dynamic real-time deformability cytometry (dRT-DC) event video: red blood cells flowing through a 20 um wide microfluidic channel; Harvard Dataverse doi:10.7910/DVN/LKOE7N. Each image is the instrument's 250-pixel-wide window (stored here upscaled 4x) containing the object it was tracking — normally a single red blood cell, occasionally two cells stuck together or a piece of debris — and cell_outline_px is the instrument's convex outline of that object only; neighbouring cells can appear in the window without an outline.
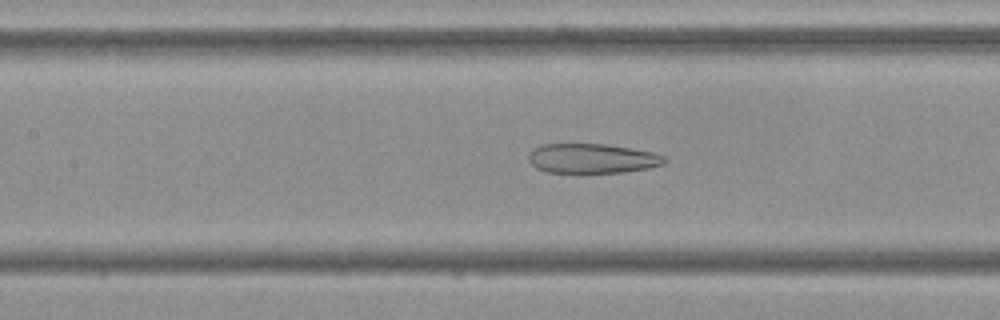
{"species": "Egyptian fruit bat (a non-hibernating species)", "species_latin": "Rousettus aegyptiacus", "temperature_condition": "cold", "stored_images_in_passage": 54, "camera_frame_rate_fps": 3000, "um_per_image_px": 0.085, "frame": {"image": 1, "passage_image": 24, "time_ms": 7.667, "image_size_px": [1000, 320], "cell_outline_px": [[668, 160], [664, 164], [648, 168], [624, 172], [548, 172], [536, 168], [528, 160], [528, 156], [532, 148], [540, 144], [608, 144], [652, 152], [664, 156]], "centroid_in_image_um": [50.32, 13.46], "position_along_channel_um": 157.1, "area_um2": 23.47}}
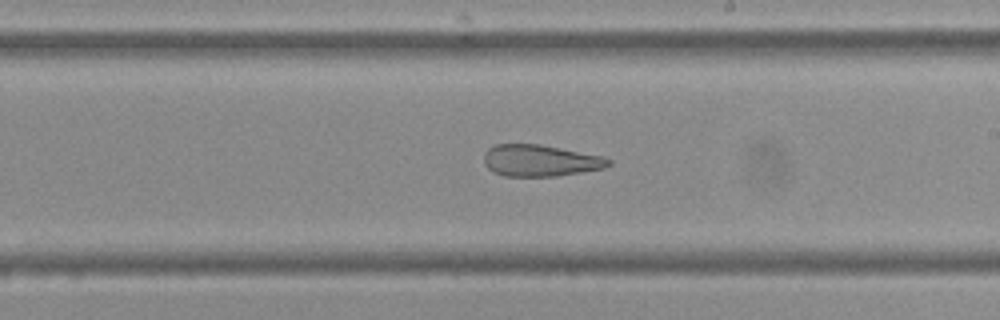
{"frame": {"image": 2, "passage_image": 31, "time_ms": 10.0, "image_size_px": [1000, 320], "cell_outline_px": [[612, 164], [604, 168], [556, 176], [504, 176], [492, 172], [484, 164], [484, 152], [488, 148], [496, 144], [540, 144], [604, 156], [612, 160]], "centroid_in_image_um": [45.92, 13.64], "position_along_channel_um": 243.1, "area_um2": 23.12}}
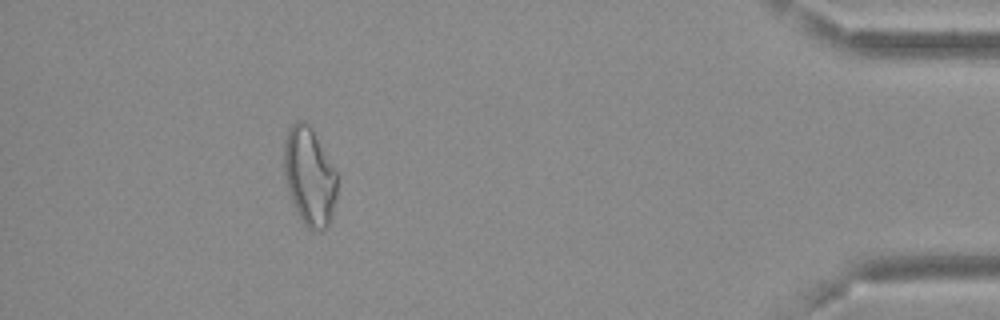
{"frame": {"image": 3, "passage_image": 49, "time_ms": 16.0, "image_size_px": [1000, 320], "cell_outline_px": [[336, 200], [328, 224], [320, 232], [312, 232], [304, 224], [292, 200], [288, 188], [284, 172], [284, 140], [288, 128], [296, 120], [304, 120], [308, 124], [336, 172]], "centroid_in_image_um": [26.28, 15.0], "position_along_channel_um": 408.9, "area_um2": 29.77}, "authors_computed_cell_mechanics": {"area_um2": 29.1601, "velocity_mm_per_s": 3.692, "shape_relaxation_time_tau1_ms": null, "shape_relaxation_time_tau2_ms": 3.603, "deformation_change_tau1": null, "deformation_change_tau2": 0.1367}}